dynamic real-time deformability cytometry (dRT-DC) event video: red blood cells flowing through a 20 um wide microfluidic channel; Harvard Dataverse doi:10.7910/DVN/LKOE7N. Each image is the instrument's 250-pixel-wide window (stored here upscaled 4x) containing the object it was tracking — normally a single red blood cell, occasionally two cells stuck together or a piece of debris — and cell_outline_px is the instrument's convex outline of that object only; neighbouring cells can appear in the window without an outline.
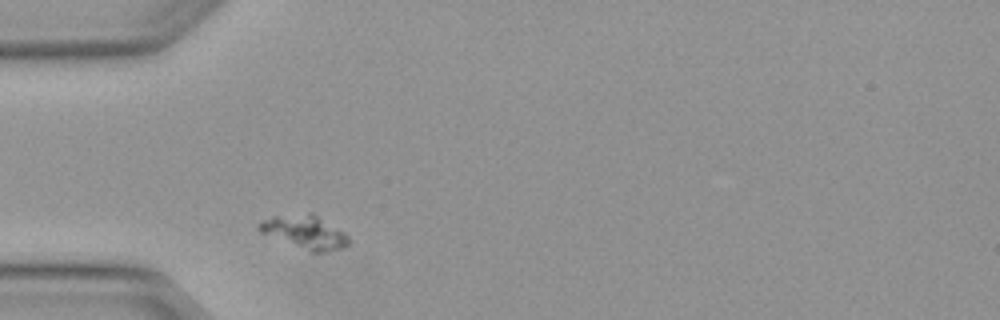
{"species": "Egyptian fruit bat (a non-hibernating species)", "species_latin": "Rousettus aegyptiacus", "temperature_condition": "warm", "stored_images_in_passage": 1, "camera_frame_rate_fps": 3000, "um_per_image_px": 0.085, "animal": {"sex": "female"}, "frame": {"image": 1, "passage_image": 1, "time_ms": 0.0, "image_size_px": [1000, 320], "cell_outline_px": [[348, 244], [340, 248], [324, 252], [312, 252], [260, 232], [256, 228], [256, 224], [260, 220], [272, 216], [308, 212], [312, 212], [344, 232], [348, 236]], "centroid_in_image_um": [25.86, 19.69], "position_along_channel_um": 59.1, "area_um2": 17.34}}